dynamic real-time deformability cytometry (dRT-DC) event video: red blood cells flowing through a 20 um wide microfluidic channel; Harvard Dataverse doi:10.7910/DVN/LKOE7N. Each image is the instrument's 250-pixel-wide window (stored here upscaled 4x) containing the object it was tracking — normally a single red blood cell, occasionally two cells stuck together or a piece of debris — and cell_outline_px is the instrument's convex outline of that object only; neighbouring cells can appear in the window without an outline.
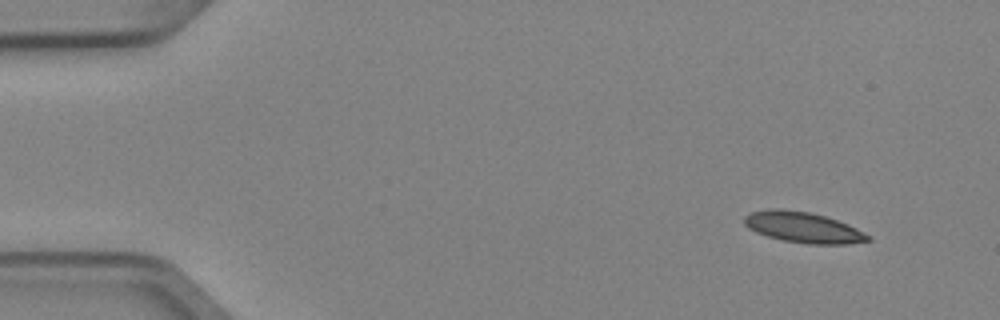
{"species": "Egyptian fruit bat (a non-hibernating species)", "species_latin": "Rousettus aegyptiacus", "temperature_condition": "cold", "stored_images_in_passage": 4, "camera_frame_rate_fps": 3000, "um_per_image_px": 0.085, "animal": {"sex": "female"}, "frame": {"image": 1, "passage_image": 1, "time_ms": 0.0, "image_size_px": [1000, 320], "cell_outline_px": [[872, 240], [848, 244], [808, 244], [784, 240], [768, 236], [756, 232], [748, 228], [744, 224], [744, 216], [752, 212], [772, 208], [780, 208], [808, 212], [824, 216], [848, 224], [872, 236]], "centroid_in_image_um": [68.28, 19.33], "position_along_channel_um": 16.7, "area_um2": 22.08}}